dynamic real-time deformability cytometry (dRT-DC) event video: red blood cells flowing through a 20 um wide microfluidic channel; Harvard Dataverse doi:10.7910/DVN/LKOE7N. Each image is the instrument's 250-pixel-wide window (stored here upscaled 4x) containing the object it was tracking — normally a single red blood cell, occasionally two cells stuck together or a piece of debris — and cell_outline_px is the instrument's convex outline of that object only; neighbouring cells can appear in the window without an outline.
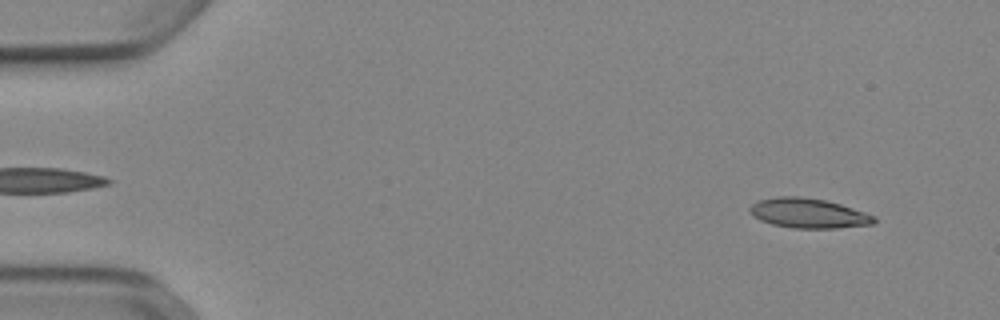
{"species": "Egyptian fruit bat (a non-hibernating species)", "species_latin": "Rousettus aegyptiacus", "temperature_condition": "cold", "stored_images_in_passage": 51, "camera_frame_rate_fps": 3000, "um_per_image_px": 0.085, "animal": {"sex": "female"}, "frame": {"image": 1, "passage_image": 4, "time_ms": 1.0, "image_size_px": [1000, 320], "cell_outline_px": [[876, 220], [872, 224], [836, 228], [796, 228], [772, 224], [760, 220], [752, 216], [748, 212], [748, 208], [756, 200], [776, 196], [800, 196], [824, 200], [840, 204], [876, 216]], "centroid_in_image_um": [68.65, 18.11], "position_along_channel_um": 16.3, "area_um2": 21.62}}
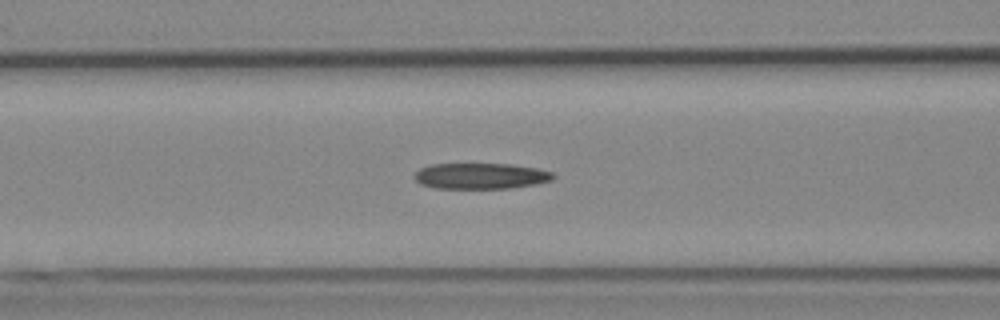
{"frame": {"image": 2, "passage_image": 21, "time_ms": 6.667, "image_size_px": [1000, 320], "cell_outline_px": [[556, 176], [552, 180], [536, 184], [508, 188], [436, 188], [420, 184], [412, 176], [420, 168], [428, 164], [512, 164], [536, 168], [552, 172]], "centroid_in_image_um": [40.84, 14.95], "position_along_channel_um": 125.8, "area_um2": 20.98}}
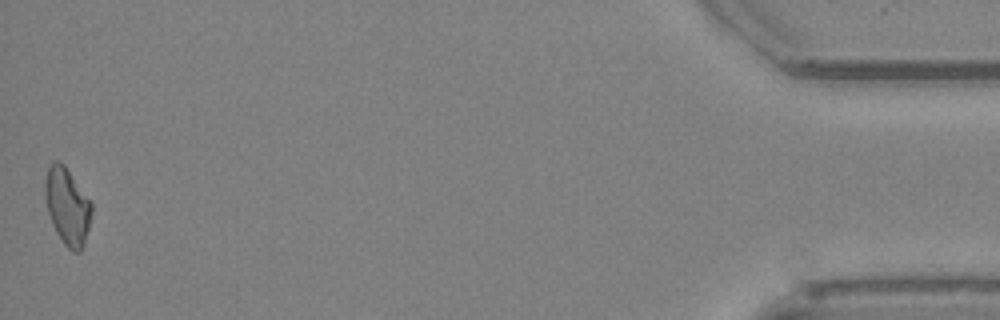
{"frame": {"image": 3, "passage_image": 51, "time_ms": 16.667, "image_size_px": [1000, 320], "cell_outline_px": [[92, 212], [84, 244], [80, 252], [72, 252], [64, 244], [56, 232], [52, 224], [48, 212], [44, 196], [44, 180], [48, 168], [56, 160], [64, 164], [92, 204]], "centroid_in_image_um": [5.7, 17.55], "position_along_channel_um": 429.5, "area_um2": 20.69}, "authors_computed_cell_mechanics": {"area_um2": 21.2704, "velocity_mm_per_s": 3.9342, "shape_relaxation_time_tau1_ms": null, "shape_relaxation_time_tau2_ms": 7.6583, "deformation_change_tau1": null, "deformation_change_tau2": 0.1753}}